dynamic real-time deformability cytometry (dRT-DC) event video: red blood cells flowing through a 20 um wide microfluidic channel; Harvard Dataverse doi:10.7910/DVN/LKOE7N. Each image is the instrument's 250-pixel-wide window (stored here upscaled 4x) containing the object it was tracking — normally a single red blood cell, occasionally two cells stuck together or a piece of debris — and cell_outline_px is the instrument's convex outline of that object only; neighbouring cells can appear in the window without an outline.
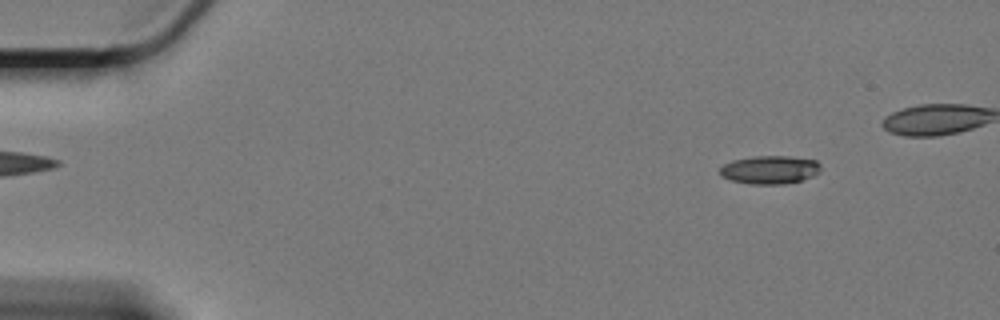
{"species": "Egyptian fruit bat (a non-hibernating species)", "species_latin": "Rousettus aegyptiacus", "temperature_condition": "cold", "stored_images_in_passage": 54, "camera_frame_rate_fps": 3000, "um_per_image_px": 0.085, "animal": {"sex": "female"}, "frame": {"image": 1, "passage_image": 7, "time_ms": 2.0, "image_size_px": [1000, 320], "cell_outline_px": [[820, 172], [812, 176], [800, 180], [784, 184], [752, 184], [732, 180], [724, 176], [720, 172], [720, 168], [724, 164], [732, 160], [756, 156], [788, 156], [816, 160], [820, 164]], "centroid_in_image_um": [65.46, 14.42], "position_along_channel_um": 19.5, "area_um2": 16.42}}
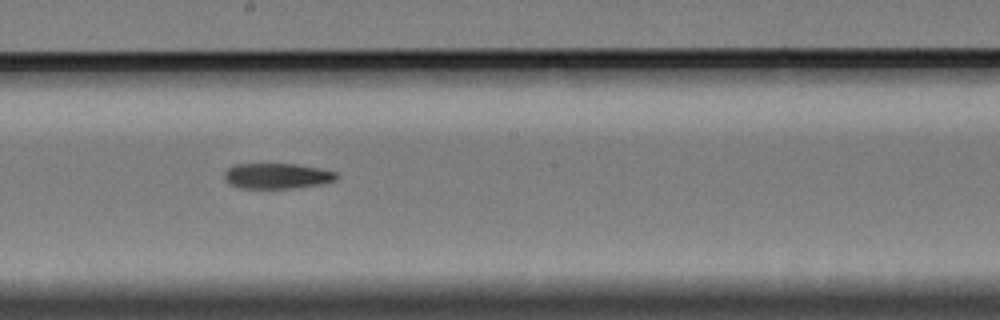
{"frame": {"image": 2, "passage_image": 34, "time_ms": 11.0, "image_size_px": [1000, 320], "cell_outline_px": [[340, 176], [336, 180], [320, 184], [292, 188], [240, 188], [228, 184], [224, 180], [224, 172], [228, 168], [236, 164], [292, 164], [320, 168], [336, 172]], "centroid_in_image_um": [23.53, 14.96], "position_along_channel_um": 224.7, "area_um2": 16.7}}
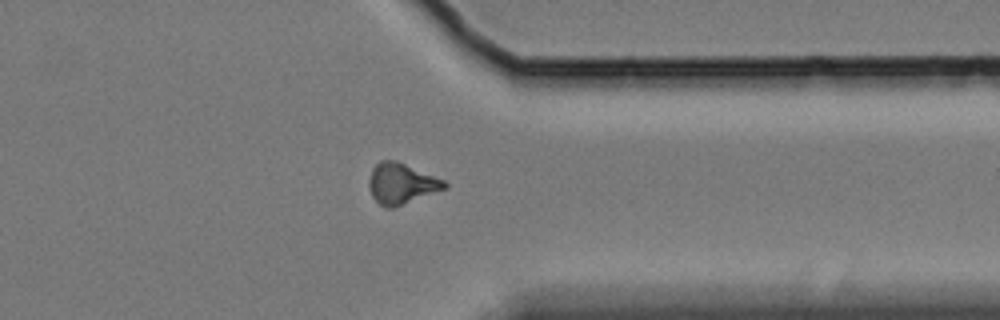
{"frame": {"image": 3, "passage_image": 48, "time_ms": 15.667, "image_size_px": [1000, 320], "cell_outline_px": [[448, 188], [392, 208], [384, 208], [372, 196], [368, 184], [368, 180], [372, 168], [380, 160], [396, 160], [444, 180], [448, 184]], "centroid_in_image_um": [34.11, 15.6], "position_along_channel_um": 377.3, "area_um2": 17.92}}